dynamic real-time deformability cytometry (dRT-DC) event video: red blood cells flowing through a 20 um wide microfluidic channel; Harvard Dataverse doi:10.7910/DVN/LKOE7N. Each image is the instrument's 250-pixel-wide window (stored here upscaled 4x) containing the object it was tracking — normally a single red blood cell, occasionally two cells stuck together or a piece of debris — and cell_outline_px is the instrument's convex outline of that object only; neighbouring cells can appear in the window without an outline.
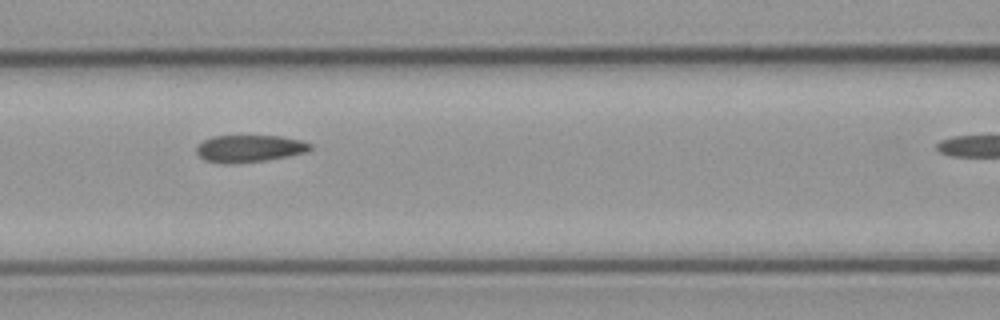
{"species": "common noctule bat (a hibernating species)", "species_latin": "Nyctalus noctula", "temperature_condition": "cold", "stored_images_in_passage": 4, "camera_frame_rate_fps": 3000, "um_per_image_px": 0.085, "animal": {"sex": "male", "body_mass_g": 23.1, "forearm_length_mm": 52.7}, "frame": {"image": 1, "passage_image": 3, "time_ms": 2.333, "image_size_px": [1000, 320], "cell_outline_px": [[312, 148], [308, 152], [288, 156], [264, 160], [232, 164], [228, 164], [204, 160], [196, 152], [196, 148], [204, 140], [212, 136], [280, 136], [300, 140], [312, 144]], "centroid_in_image_um": [21.21, 12.62], "position_along_channel_um": 145.4, "area_um2": 17.92}}